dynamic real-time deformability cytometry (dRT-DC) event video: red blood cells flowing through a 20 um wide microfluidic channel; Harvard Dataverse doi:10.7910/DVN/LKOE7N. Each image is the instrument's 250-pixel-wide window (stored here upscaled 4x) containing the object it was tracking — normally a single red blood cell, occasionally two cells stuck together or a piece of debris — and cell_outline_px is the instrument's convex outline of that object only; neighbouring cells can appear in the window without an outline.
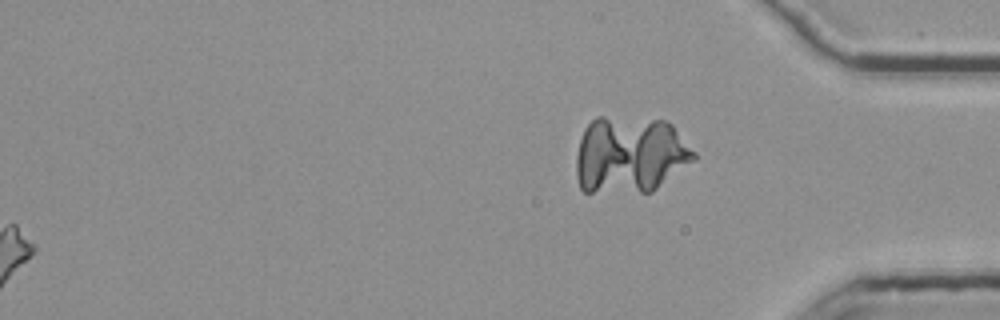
{"species": "common noctule bat (a hibernating species)", "species_latin": "Nyctalus noctula", "temperature_condition": "room temperature", "stored_images_in_passage": 53, "segment_of_instrument_passage": [2, 2], "camera_frame_rate_fps": 3000, "um_per_image_px": 0.085, "animal": {"sex": "female", "body_mass_g": 25.1}, "frame": {"image": 1, "passage_image": 53, "time_ms": 17.333, "image_size_px": [1000, 320], "cell_outline_px": [[696, 160], [652, 192], [584, 192], [580, 188], [576, 176], [576, 156], [580, 140], [584, 128], [596, 116], [604, 116], [668, 120], [672, 124], [696, 152]], "centroid_in_image_um": [53.56, 13.15], "position_along_channel_um": 381.6, "area_um2": 53.58}}